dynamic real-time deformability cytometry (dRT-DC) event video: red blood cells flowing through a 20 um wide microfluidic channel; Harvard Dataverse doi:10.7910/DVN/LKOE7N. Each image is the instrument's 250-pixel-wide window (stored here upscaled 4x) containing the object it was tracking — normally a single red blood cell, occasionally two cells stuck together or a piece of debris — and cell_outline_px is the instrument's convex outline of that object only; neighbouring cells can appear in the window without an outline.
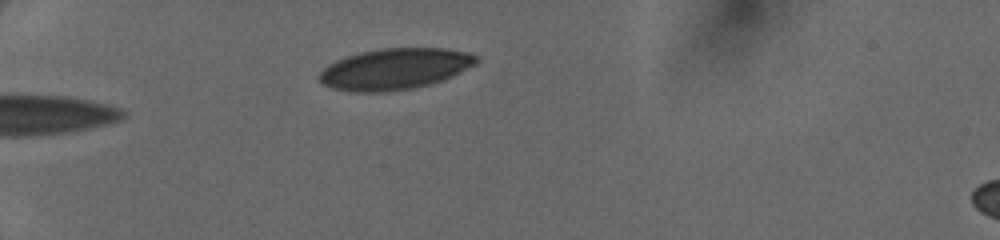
{"species": "human", "species_latin": "Homo sapiens", "temperature_condition": "cold", "stored_images_in_passage": 31, "camera_frame_rate_fps": 3000, "um_per_image_px": 0.085, "donor": {"sex": "female"}, "frame": {"image": 1, "passage_image": 1, "time_ms": 0.0, "image_size_px": [1000, 240], "cell_outline_px": [[480, 60], [476, 64], [444, 80], [432, 84], [412, 88], [384, 92], [348, 92], [332, 88], [324, 84], [316, 76], [328, 64], [336, 60], [360, 52], [380, 48], [448, 48], [468, 52], [476, 56]], "centroid_in_image_um": [33.56, 5.86], "position_along_channel_um": 51.4, "area_um2": 37.92}}
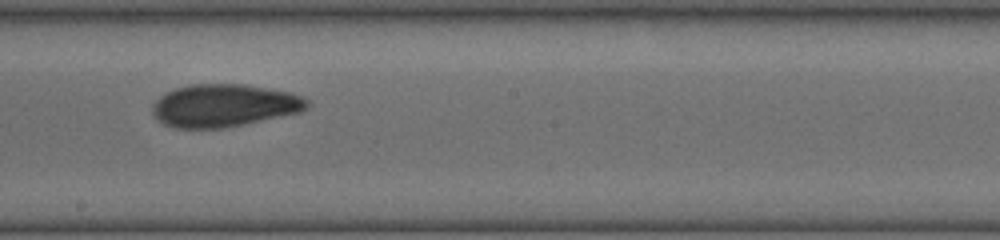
{"frame": {"image": 2, "passage_image": 16, "time_ms": 5.0, "image_size_px": [1000, 240], "cell_outline_px": [[308, 108], [300, 112], [244, 124], [220, 128], [176, 128], [164, 124], [152, 112], [152, 104], [160, 96], [176, 88], [192, 84], [244, 84], [292, 92], [308, 100]], "centroid_in_image_um": [19.06, 8.96], "position_along_channel_um": 229.1, "area_um2": 38.26}}
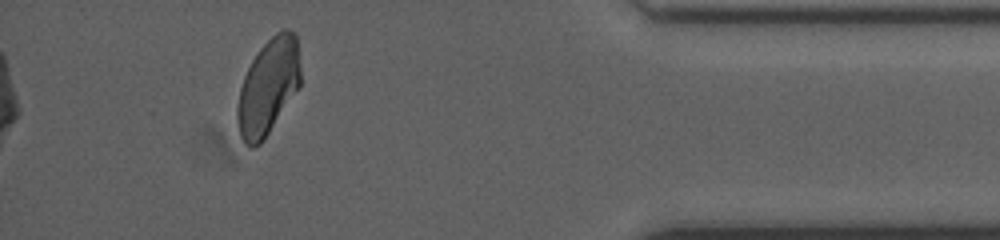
{"frame": {"image": 3, "passage_image": 31, "time_ms": 10.0, "image_size_px": [1000, 240], "cell_outline_px": [[300, 84], [264, 140], [260, 144], [252, 148], [248, 148], [244, 144], [240, 136], [236, 120], [236, 108], [240, 88], [244, 76], [252, 60], [260, 48], [276, 32], [284, 28], [288, 28], [296, 32], [300, 68]], "centroid_in_image_um": [22.78, 7.38], "position_along_channel_um": 412.4, "area_um2": 35.32}}